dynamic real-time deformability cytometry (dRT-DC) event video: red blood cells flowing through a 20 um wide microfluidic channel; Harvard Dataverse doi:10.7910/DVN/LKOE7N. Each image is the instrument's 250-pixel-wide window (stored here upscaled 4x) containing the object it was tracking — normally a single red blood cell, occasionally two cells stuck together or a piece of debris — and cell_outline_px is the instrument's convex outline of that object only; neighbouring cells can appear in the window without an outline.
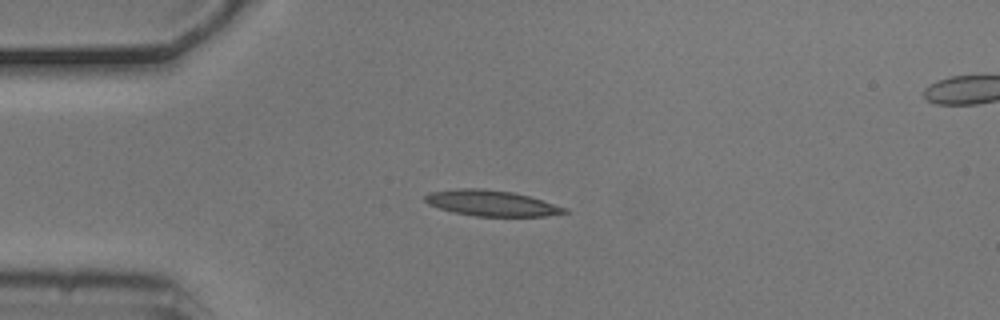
{"species": "common noctule bat (a hibernating species)", "species_latin": "Nyctalus noctula", "temperature_condition": "cold", "stored_images_in_passage": 1, "camera_frame_rate_fps": 3000, "um_per_image_px": 0.085, "animal": {"sex": "male", "body_mass_g": 20.5, "forearm_length_mm": 52.5}, "frame": {"image": 1, "passage_image": 1, "time_ms": 0.0, "image_size_px": [1000, 320], "cell_outline_px": [[568, 212], [544, 216], [476, 216], [456, 212], [440, 208], [428, 204], [424, 200], [424, 196], [432, 192], [456, 188], [484, 188], [512, 192], [528, 196], [568, 208]], "centroid_in_image_um": [41.77, 17.26], "position_along_channel_um": 43.2, "area_um2": 20.69}}